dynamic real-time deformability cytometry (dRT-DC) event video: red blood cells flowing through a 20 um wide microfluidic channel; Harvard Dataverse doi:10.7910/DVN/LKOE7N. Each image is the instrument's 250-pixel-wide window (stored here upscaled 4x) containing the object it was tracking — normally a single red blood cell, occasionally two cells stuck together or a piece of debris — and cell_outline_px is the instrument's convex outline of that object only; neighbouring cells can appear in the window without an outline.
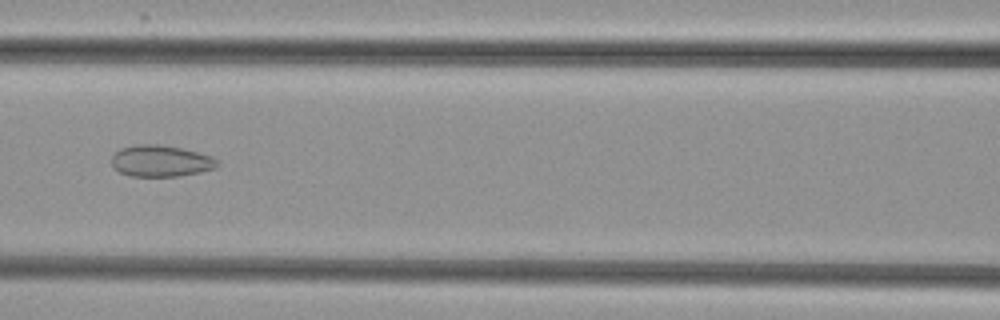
{"species": "common noctule bat (a hibernating species)", "species_latin": "Nyctalus noctula", "temperature_condition": "cold", "stored_images_in_passage": 7, "camera_frame_rate_fps": 3000, "um_per_image_px": 0.085, "animal": {"sex": "female", "body_mass_g": 29.2, "forearm_length_mm": 56.3}, "frame": {"image": 1, "passage_image": 5, "time_ms": 4.667, "image_size_px": [1000, 320], "cell_outline_px": [[220, 164], [216, 168], [200, 172], [180, 176], [128, 176], [112, 168], [112, 156], [120, 148], [136, 144], [160, 144], [180, 148], [212, 156]], "centroid_in_image_um": [13.65, 13.68], "position_along_channel_um": 153.0, "area_um2": 19.48}}
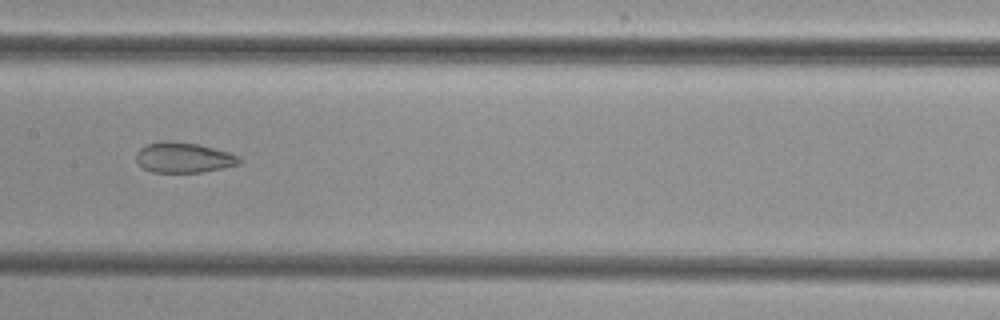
{"frame": {"image": 2, "passage_image": 6, "time_ms": 5.667, "image_size_px": [1000, 320], "cell_outline_px": [[240, 164], [224, 168], [200, 172], [152, 172], [144, 168], [136, 160], [136, 152], [140, 148], [148, 144], [164, 140], [168, 140], [200, 144], [228, 152], [240, 156]], "centroid_in_image_um": [15.62, 13.38], "position_along_channel_um": 191.8, "area_um2": 18.26}}
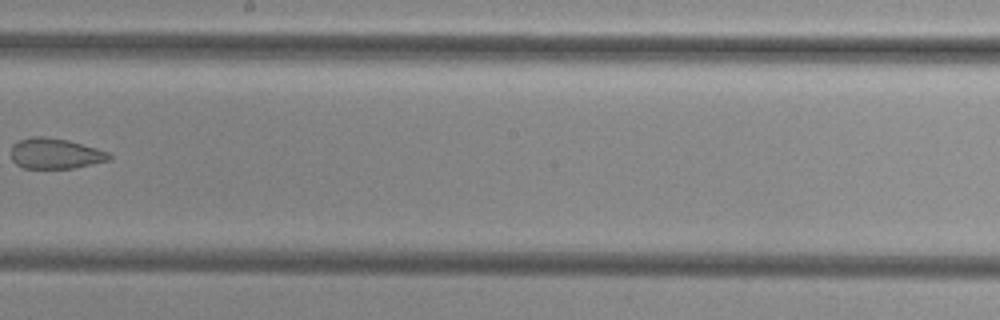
{"frame": {"image": 3, "passage_image": 7, "time_ms": 7.0, "image_size_px": [1000, 320], "cell_outline_px": [[112, 160], [72, 168], [24, 168], [16, 164], [12, 160], [12, 144], [20, 140], [32, 136], [44, 136], [68, 140], [96, 148], [108, 152], [112, 156]], "centroid_in_image_um": [4.71, 13.05], "position_along_channel_um": 243.5, "area_um2": 17.46}}